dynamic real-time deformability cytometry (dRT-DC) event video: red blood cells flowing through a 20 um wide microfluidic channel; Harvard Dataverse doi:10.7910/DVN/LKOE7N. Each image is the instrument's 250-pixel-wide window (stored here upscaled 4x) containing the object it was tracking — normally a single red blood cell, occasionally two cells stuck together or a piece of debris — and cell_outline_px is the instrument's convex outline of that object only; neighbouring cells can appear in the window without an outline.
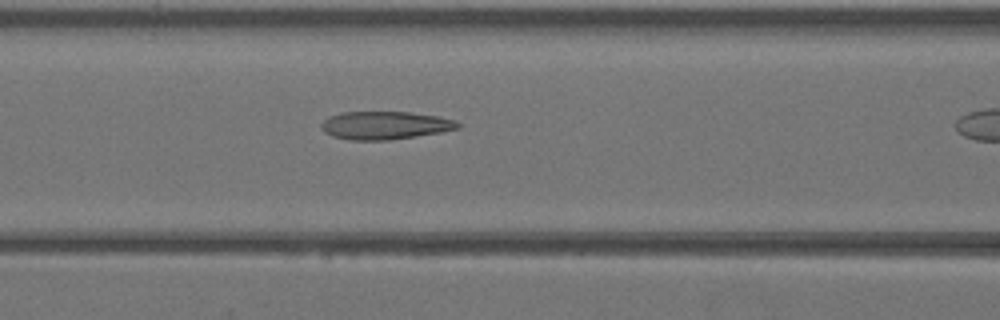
{"species": "Egyptian fruit bat (a non-hibernating species)", "species_latin": "Rousettus aegyptiacus", "temperature_condition": "warm", "stored_images_in_passage": 17, "camera_frame_rate_fps": 3000, "um_per_image_px": 0.085, "animal": {"sex": "female"}, "frame": {"image": 1, "passage_image": 8, "time_ms": 2.333, "image_size_px": [1000, 320], "cell_outline_px": [[460, 128], [440, 132], [388, 140], [348, 140], [332, 136], [324, 132], [320, 128], [320, 124], [328, 116], [340, 112], [408, 112], [440, 116], [456, 120], [460, 124]], "centroid_in_image_um": [32.69, 10.65], "position_along_channel_um": 133.9, "area_um2": 22.43}}
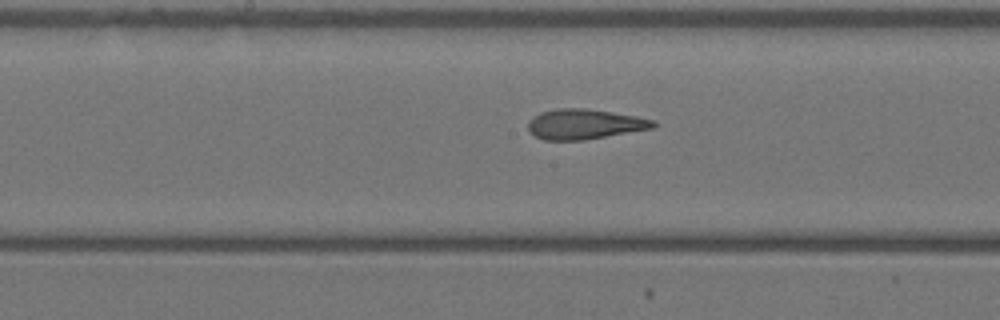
{"frame": {"image": 2, "passage_image": 12, "time_ms": 3.667, "image_size_px": [1000, 320], "cell_outline_px": [[656, 124], [652, 128], [584, 140], [544, 140], [528, 132], [528, 120], [532, 116], [540, 112], [560, 108], [584, 108], [612, 112], [636, 116], [656, 120]], "centroid_in_image_um": [49.64, 10.55], "position_along_channel_um": 198.6, "area_um2": 21.96}}
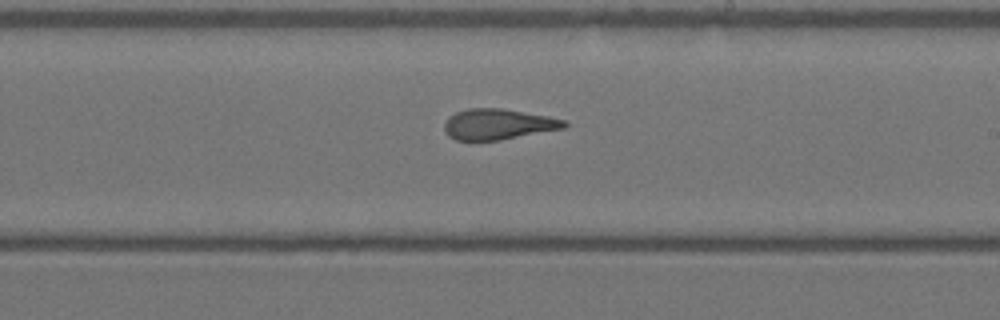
{"frame": {"image": 3, "passage_image": 15, "time_ms": 4.667, "image_size_px": [1000, 320], "cell_outline_px": [[568, 124], [564, 128], [500, 140], [456, 140], [448, 136], [444, 128], [444, 124], [448, 116], [456, 112], [468, 108], [500, 108], [548, 116], [564, 120]], "centroid_in_image_um": [42.31, 10.56], "position_along_channel_um": 246.7, "area_um2": 21.33}}